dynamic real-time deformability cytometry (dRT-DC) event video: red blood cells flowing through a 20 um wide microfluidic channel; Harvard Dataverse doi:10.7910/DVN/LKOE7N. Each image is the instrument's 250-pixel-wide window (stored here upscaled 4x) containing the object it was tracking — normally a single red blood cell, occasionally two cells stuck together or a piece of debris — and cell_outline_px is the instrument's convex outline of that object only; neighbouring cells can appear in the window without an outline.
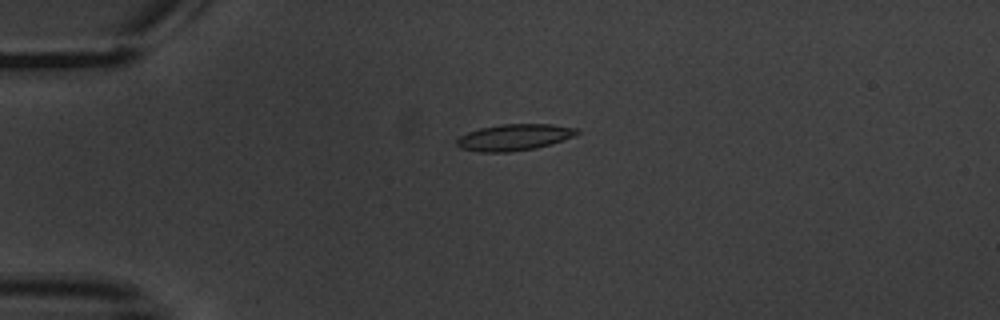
{"species": "common noctule bat (a hibernating species)", "species_latin": "Nyctalus noctula", "temperature_condition": "warm", "stored_images_in_passage": 3, "camera_frame_rate_fps": 3000, "um_per_image_px": 0.085, "animal": {"sex": "male", "body_mass_g": 20.1, "forearm_length_mm": 53.5}, "frame": {"image": 1, "passage_image": 2, "time_ms": 1.333, "image_size_px": [1000, 320], "cell_outline_px": [[580, 132], [572, 136], [536, 148], [508, 152], [480, 152], [460, 148], [456, 144], [456, 140], [460, 136], [468, 132], [480, 128], [504, 124], [552, 124], [576, 128]], "centroid_in_image_um": [43.66, 11.67], "position_along_channel_um": 41.3, "area_um2": 18.21}}